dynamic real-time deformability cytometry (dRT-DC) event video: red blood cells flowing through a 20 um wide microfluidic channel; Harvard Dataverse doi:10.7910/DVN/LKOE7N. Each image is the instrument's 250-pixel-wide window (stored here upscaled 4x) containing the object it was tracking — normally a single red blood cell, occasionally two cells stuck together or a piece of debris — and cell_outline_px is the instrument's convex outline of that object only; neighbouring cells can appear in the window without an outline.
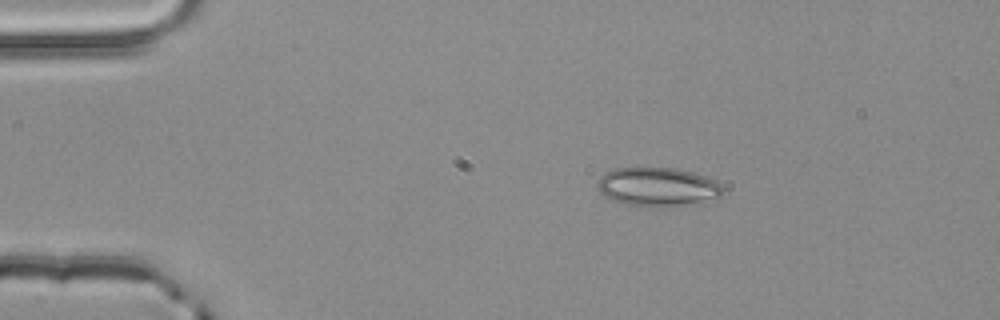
{"species": "common noctule bat (a hibernating species)", "species_latin": "Nyctalus noctula", "temperature_condition": "room temperature", "stored_images_in_passage": 2, "camera_frame_rate_fps": 3000, "um_per_image_px": 0.085, "animal": {"sex": "male", "body_mass_g": 20.4}, "frame": {"image": 1, "passage_image": 1, "time_ms": 0.0, "image_size_px": [1000, 320], "cell_outline_px": [[724, 192], [720, 196], [684, 204], [660, 208], [628, 204], [612, 200], [604, 196], [596, 188], [596, 184], [600, 176], [604, 172], [616, 168], [676, 168], [696, 172], [720, 184], [724, 188]], "centroid_in_image_um": [55.84, 15.87], "position_along_channel_um": 29.2, "area_um2": 28.26}}